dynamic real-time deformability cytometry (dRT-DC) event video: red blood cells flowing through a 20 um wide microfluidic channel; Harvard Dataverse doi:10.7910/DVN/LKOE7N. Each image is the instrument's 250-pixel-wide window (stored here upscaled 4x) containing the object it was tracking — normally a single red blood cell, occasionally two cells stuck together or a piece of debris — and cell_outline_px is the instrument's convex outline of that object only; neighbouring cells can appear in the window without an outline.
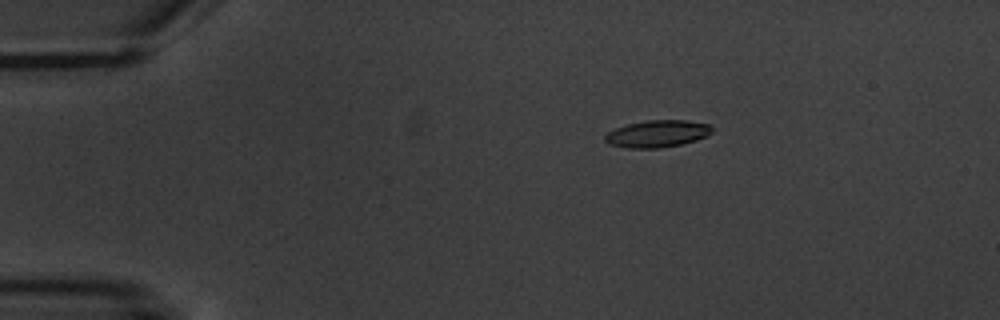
{"species": "common noctule bat (a hibernating species)", "species_latin": "Nyctalus noctula", "temperature_condition": "warm", "stored_images_in_passage": 5, "camera_frame_rate_fps": 3000, "um_per_image_px": 0.085, "animal": {"sex": "male", "body_mass_g": 20.1, "forearm_length_mm": 53.5}, "frame": {"image": 1, "passage_image": 3, "time_ms": 3.333, "image_size_px": [1000, 320], "cell_outline_px": [[716, 128], [712, 132], [696, 140], [680, 144], [656, 148], [628, 148], [608, 144], [604, 140], [604, 136], [608, 132], [616, 128], [628, 124], [648, 120], [688, 120], [708, 124]], "centroid_in_image_um": [55.87, 11.36], "position_along_channel_um": 29.1, "area_um2": 16.82}}